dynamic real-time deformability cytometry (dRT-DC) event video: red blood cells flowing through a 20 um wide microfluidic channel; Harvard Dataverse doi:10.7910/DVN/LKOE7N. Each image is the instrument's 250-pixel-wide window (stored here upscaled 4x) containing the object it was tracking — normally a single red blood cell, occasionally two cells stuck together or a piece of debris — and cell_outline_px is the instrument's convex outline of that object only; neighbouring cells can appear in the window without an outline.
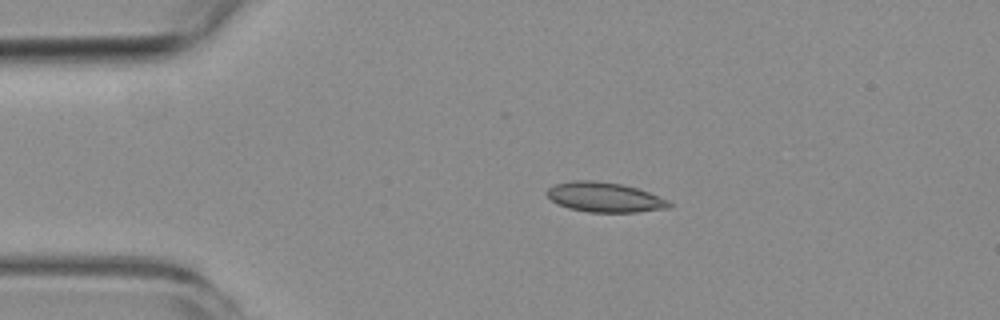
{"species": "common noctule bat (a hibernating species)", "species_latin": "Nyctalus noctula", "temperature_condition": "room temperature", "stored_images_in_passage": 3, "camera_frame_rate_fps": 3000, "um_per_image_px": 0.085, "animal": {"sex": "female", "body_mass_g": 19.3, "forearm_length_mm": 54.1}, "frame": {"image": 1, "passage_image": 2, "time_ms": 2.0, "image_size_px": [1000, 320], "cell_outline_px": [[672, 204], [668, 208], [636, 212], [588, 212], [568, 208], [552, 200], [544, 192], [548, 188], [556, 184], [572, 180], [592, 180], [620, 184], [636, 188], [648, 192], [668, 200]], "centroid_in_image_um": [51.37, 16.76], "position_along_channel_um": 33.6, "area_um2": 21.04}}